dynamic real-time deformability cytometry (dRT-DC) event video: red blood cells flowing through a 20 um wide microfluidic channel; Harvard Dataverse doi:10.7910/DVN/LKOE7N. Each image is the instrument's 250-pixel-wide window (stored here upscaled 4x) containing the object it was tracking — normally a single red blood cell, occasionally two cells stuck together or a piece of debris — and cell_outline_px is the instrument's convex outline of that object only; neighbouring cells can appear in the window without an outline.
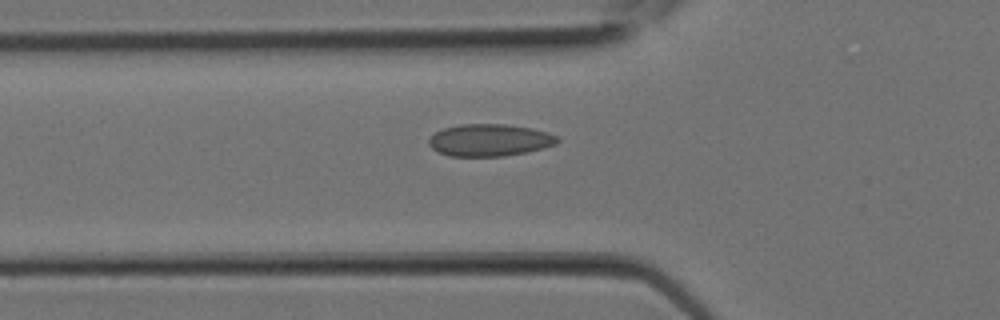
{"species": "Egyptian fruit bat (a non-hibernating species)", "species_latin": "Rousettus aegyptiacus", "temperature_condition": "room temperature", "stored_images_in_passage": 6, "camera_frame_rate_fps": 3000, "um_per_image_px": 0.085, "animal": {"sex": "female"}, "frame": {"image": 1, "passage_image": 4, "time_ms": 1.0, "image_size_px": [1000, 320], "cell_outline_px": [[560, 140], [556, 144], [544, 148], [528, 152], [504, 156], [448, 156], [436, 152], [428, 144], [428, 140], [436, 132], [444, 128], [460, 124], [504, 124], [532, 128], [548, 132], [556, 136]], "centroid_in_image_um": [41.62, 11.92], "position_along_channel_um": 84.2, "area_um2": 24.22}}
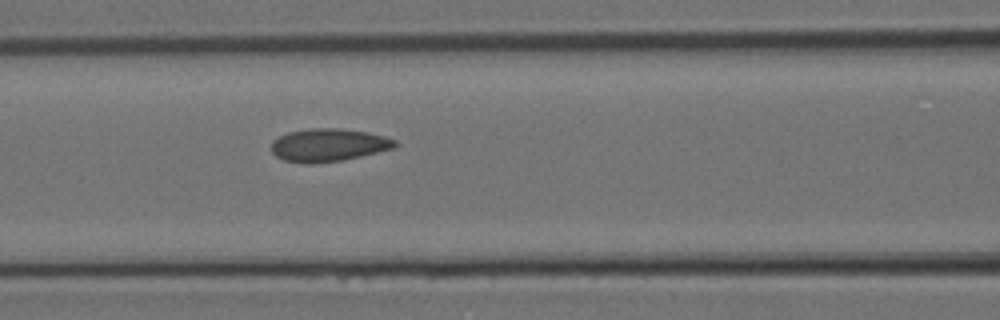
{"frame": {"image": 2, "passage_image": 6, "time_ms": 1.667, "image_size_px": [1000, 320], "cell_outline_px": [[396, 144], [392, 148], [344, 160], [312, 164], [308, 164], [284, 160], [276, 156], [272, 152], [272, 140], [288, 132], [312, 128], [336, 128], [368, 132], [384, 136], [396, 140]], "centroid_in_image_um": [27.89, 12.33], "position_along_channel_um": 138.7, "area_um2": 23.52}}